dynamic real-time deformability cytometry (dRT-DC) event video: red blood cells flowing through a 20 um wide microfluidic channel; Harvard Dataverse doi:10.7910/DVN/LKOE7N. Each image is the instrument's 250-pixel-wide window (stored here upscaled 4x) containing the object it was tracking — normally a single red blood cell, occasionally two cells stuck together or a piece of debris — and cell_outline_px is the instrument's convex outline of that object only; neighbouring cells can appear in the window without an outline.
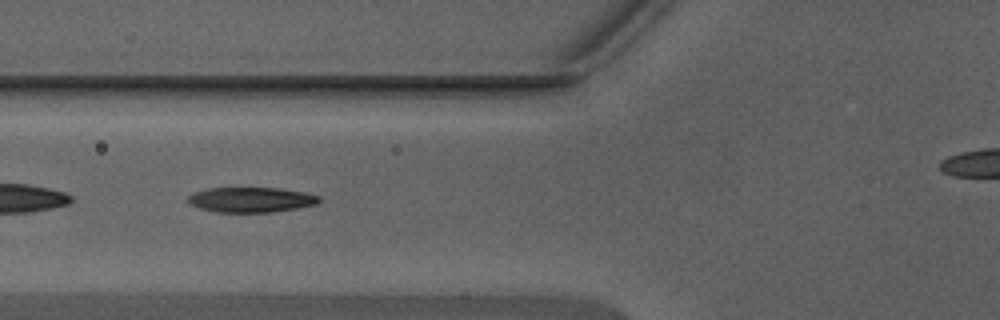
{"species": "Egyptian fruit bat (a non-hibernating species)", "species_latin": "Rousettus aegyptiacus", "temperature_condition": "warm", "stored_images_in_passage": 35, "camera_frame_rate_fps": 3000, "um_per_image_px": 0.085, "animal": {"sex": "male"}, "frame": {"image": 1, "passage_image": 11, "time_ms": 3.333, "image_size_px": [1000, 320], "cell_outline_px": [[320, 200], [316, 204], [296, 208], [272, 212], [216, 212], [200, 208], [192, 204], [188, 200], [188, 196], [196, 192], [208, 188], [280, 188], [304, 192], [320, 196]], "centroid_in_image_um": [21.36, 16.97], "position_along_channel_um": 104.4, "area_um2": 18.96}}
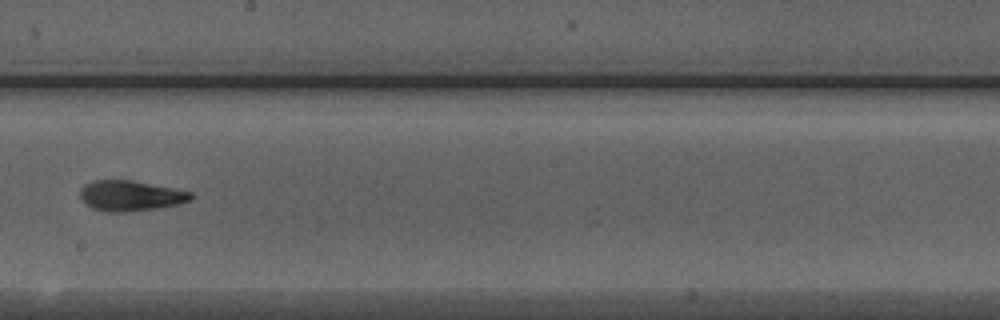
{"frame": {"image": 2, "passage_image": 20, "time_ms": 6.333, "image_size_px": [1000, 320], "cell_outline_px": [[192, 200], [180, 204], [156, 208], [124, 212], [108, 212], [92, 208], [80, 196], [80, 192], [84, 184], [96, 180], [132, 180], [192, 192]], "centroid_in_image_um": [11.11, 16.64], "position_along_channel_um": 237.1, "area_um2": 19.42}}
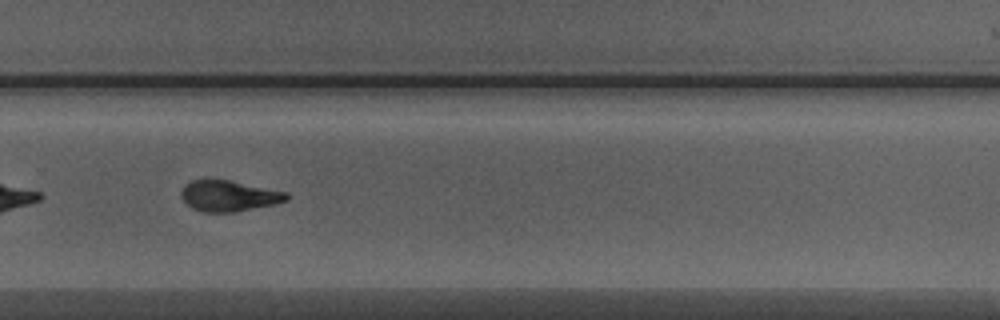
{"frame": {"image": 3, "passage_image": 25, "time_ms": 8.0, "image_size_px": [1000, 320], "cell_outline_px": [[288, 200], [276, 204], [232, 212], [204, 212], [192, 208], [180, 196], [180, 192], [184, 184], [192, 180], [228, 180], [288, 192]], "centroid_in_image_um": [19.45, 16.65], "position_along_channel_um": 310.4, "area_um2": 18.84}}